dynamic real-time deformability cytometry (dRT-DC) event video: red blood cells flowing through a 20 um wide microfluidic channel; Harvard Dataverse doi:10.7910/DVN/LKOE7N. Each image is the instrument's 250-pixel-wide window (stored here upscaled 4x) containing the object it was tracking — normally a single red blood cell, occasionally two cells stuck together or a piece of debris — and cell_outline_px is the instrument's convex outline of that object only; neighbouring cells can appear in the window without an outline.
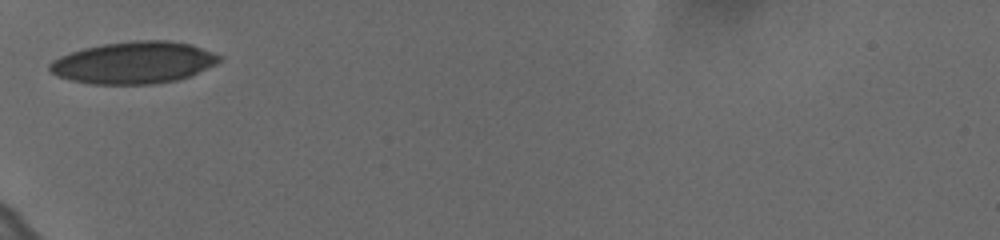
{"species": "human", "species_latin": "Homo sapiens", "temperature_condition": "cold", "stored_images_in_passage": 29, "camera_frame_rate_fps": 3000, "um_per_image_px": 0.085, "donor": {"sex": "female"}, "frame": {"image": 1, "passage_image": 1, "time_ms": 0.0, "image_size_px": [1000, 240], "cell_outline_px": [[220, 60], [216, 64], [188, 76], [176, 80], [152, 84], [92, 84], [72, 80], [60, 76], [52, 72], [48, 68], [48, 64], [52, 60], [60, 56], [84, 48], [104, 44], [136, 40], [168, 40], [188, 44], [212, 52], [220, 56]], "centroid_in_image_um": [11.35, 5.32], "position_along_channel_um": 73.7, "area_um2": 40.98}}
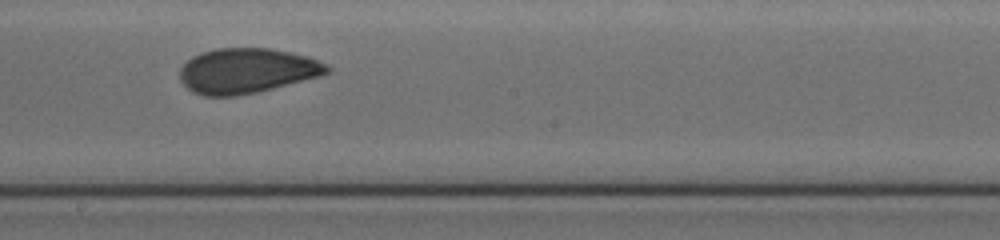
{"frame": {"image": 2, "passage_image": 14, "time_ms": 4.333, "image_size_px": [1000, 240], "cell_outline_px": [[332, 68], [328, 72], [320, 76], [256, 92], [236, 96], [204, 96], [192, 92], [180, 80], [180, 68], [192, 56], [216, 48], [268, 48], [288, 52], [304, 56], [328, 64]], "centroid_in_image_um": [20.96, 6.02], "position_along_channel_um": 227.2, "area_um2": 38.32}}
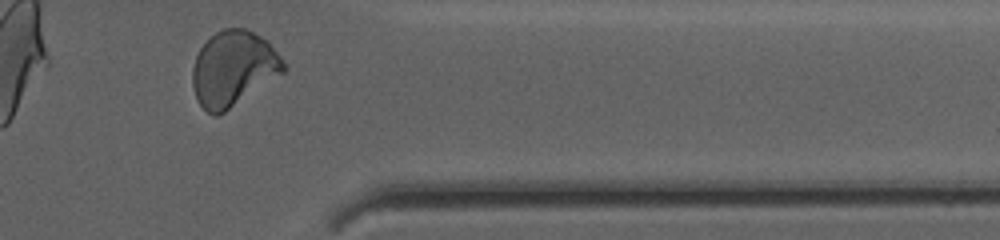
{"frame": {"image": 3, "passage_image": 28, "time_ms": 9.0, "image_size_px": [1000, 240], "cell_outline_px": [[288, 68], [284, 72], [224, 112], [216, 116], [208, 112], [196, 100], [192, 84], [192, 68], [196, 56], [200, 48], [216, 32], [224, 28], [244, 28], [268, 40], [280, 56]], "centroid_in_image_um": [19.83, 5.82], "position_along_channel_um": 391.6, "area_um2": 39.59}, "authors_computed_cell_mechanics": {"area_um2": 38.6104, "velocity_mm_per_s": 3.623, "shape_relaxation_time_tau1_ms": 6.5827, "shape_relaxation_time_tau2_ms": 1.203, "deformation_change_tau1": 0.1534, "deformation_change_tau2": 0.0617}}